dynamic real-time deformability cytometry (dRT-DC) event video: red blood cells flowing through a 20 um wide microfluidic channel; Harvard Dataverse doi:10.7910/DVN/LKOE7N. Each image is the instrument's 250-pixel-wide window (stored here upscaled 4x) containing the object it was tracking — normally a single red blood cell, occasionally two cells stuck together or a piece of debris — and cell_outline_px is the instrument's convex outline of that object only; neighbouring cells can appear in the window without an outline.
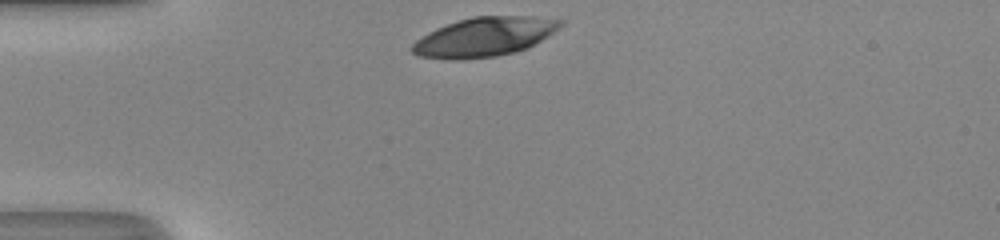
{"species": "human", "species_latin": "Homo sapiens", "temperature_condition": "room temperature", "stored_images_in_passage": 28, "camera_frame_rate_fps": 3000, "um_per_image_px": 0.085, "donor": {"sex": "male"}, "frame": {"image": 1, "passage_image": 1, "time_ms": 0.0, "image_size_px": [1000, 240], "cell_outline_px": [[564, 24], [560, 28], [548, 36], [528, 48], [516, 52], [496, 56], [460, 60], [444, 60], [420, 56], [412, 52], [408, 48], [416, 40], [428, 32], [436, 28], [472, 16], [532, 16], [564, 20]], "centroid_in_image_um": [41.17, 3.14], "position_along_channel_um": 43.8, "area_um2": 34.16}}
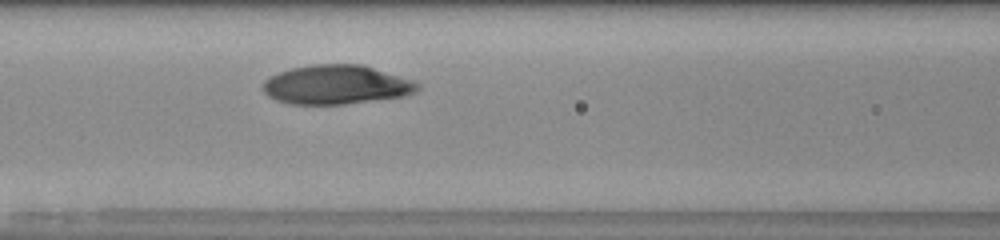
{"frame": {"image": 2, "passage_image": 10, "time_ms": 3.0, "image_size_px": [1000, 240], "cell_outline_px": [[420, 88], [416, 92], [404, 96], [344, 104], [288, 104], [276, 100], [268, 96], [264, 92], [264, 80], [280, 72], [292, 68], [312, 64], [364, 64], [412, 80], [420, 84]], "centroid_in_image_um": [28.61, 7.2], "position_along_channel_um": 138.0, "area_um2": 35.26}}
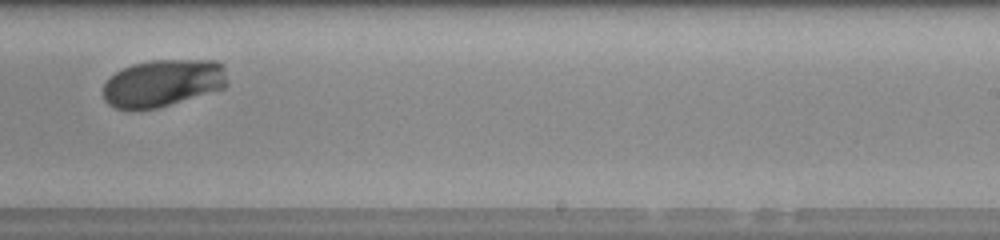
{"frame": {"image": 3, "passage_image": 20, "time_ms": 6.333, "image_size_px": [1000, 240], "cell_outline_px": [[228, 84], [224, 88], [156, 108], [116, 108], [108, 104], [104, 100], [104, 84], [108, 76], [132, 64], [152, 60], [220, 60], [224, 64]], "centroid_in_image_um": [13.87, 7.03], "position_along_channel_um": 275.1, "area_um2": 34.1}, "authors_computed_cell_mechanics": {"area_um2": 35.258, "velocity_mm_per_s": 4.1236, "shape_relaxation_time_tau1_ms": 2.6894, "shape_relaxation_time_tau2_ms": null, "deformation_change_tau1": 0.1904, "deformation_change_tau2": null}}